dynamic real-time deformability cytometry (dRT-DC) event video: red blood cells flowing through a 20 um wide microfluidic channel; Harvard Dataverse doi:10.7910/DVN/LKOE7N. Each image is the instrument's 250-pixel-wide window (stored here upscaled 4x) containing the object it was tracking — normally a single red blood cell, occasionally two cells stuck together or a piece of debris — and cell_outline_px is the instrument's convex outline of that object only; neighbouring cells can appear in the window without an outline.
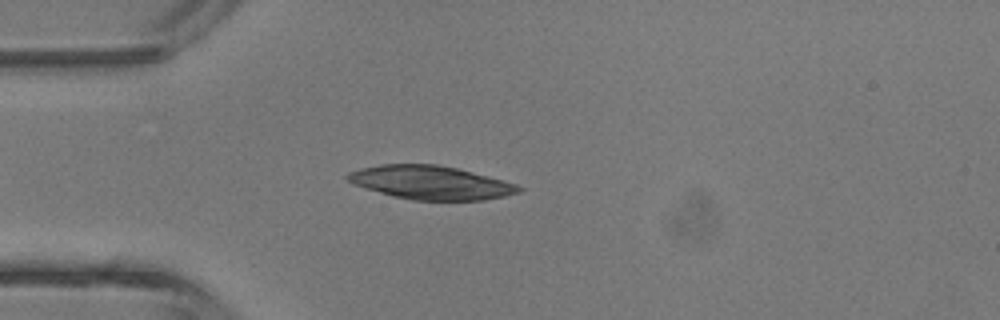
{"species": "common noctule bat (a hibernating species)", "species_latin": "Nyctalus noctula", "temperature_condition": "room temperature", "stored_images_in_passage": 4, "camera_frame_rate_fps": 3000, "um_per_image_px": 0.085, "animal": {"sex": "male", "body_mass_g": 13.3}, "frame": {"image": 1, "passage_image": 4, "time_ms": 3.667, "image_size_px": [1000, 320], "cell_outline_px": [[524, 188], [520, 192], [504, 196], [484, 200], [412, 200], [380, 192], [356, 184], [348, 180], [344, 176], [348, 172], [360, 168], [380, 164], [436, 164], [456, 168], [488, 176], [516, 184]], "centroid_in_image_um": [36.63, 15.51], "position_along_channel_um": 48.4, "area_um2": 33.12}}